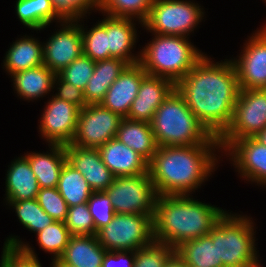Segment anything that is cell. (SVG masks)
<instances>
[{"label":"cell","instance_id":"cell-1","mask_svg":"<svg viewBox=\"0 0 266 267\" xmlns=\"http://www.w3.org/2000/svg\"><path fill=\"white\" fill-rule=\"evenodd\" d=\"M212 59L206 53L176 83V90L197 119L219 138L232 121L240 87L232 60Z\"/></svg>","mask_w":266,"mask_h":267},{"label":"cell","instance_id":"cell-2","mask_svg":"<svg viewBox=\"0 0 266 267\" xmlns=\"http://www.w3.org/2000/svg\"><path fill=\"white\" fill-rule=\"evenodd\" d=\"M220 151V144L158 147L148 163V171L157 194L196 193L205 182L212 179L209 177L213 176L212 173L223 161L220 160L223 158Z\"/></svg>","mask_w":266,"mask_h":267},{"label":"cell","instance_id":"cell-3","mask_svg":"<svg viewBox=\"0 0 266 267\" xmlns=\"http://www.w3.org/2000/svg\"><path fill=\"white\" fill-rule=\"evenodd\" d=\"M226 209L194 199L193 195H158L153 216L154 240L176 249L208 235Z\"/></svg>","mask_w":266,"mask_h":267},{"label":"cell","instance_id":"cell-4","mask_svg":"<svg viewBox=\"0 0 266 267\" xmlns=\"http://www.w3.org/2000/svg\"><path fill=\"white\" fill-rule=\"evenodd\" d=\"M150 124L158 147L219 144L176 89L156 109Z\"/></svg>","mask_w":266,"mask_h":267},{"label":"cell","instance_id":"cell-5","mask_svg":"<svg viewBox=\"0 0 266 267\" xmlns=\"http://www.w3.org/2000/svg\"><path fill=\"white\" fill-rule=\"evenodd\" d=\"M255 224L251 216L226 211L208 234L216 242L217 262L224 267H264Z\"/></svg>","mask_w":266,"mask_h":267},{"label":"cell","instance_id":"cell-6","mask_svg":"<svg viewBox=\"0 0 266 267\" xmlns=\"http://www.w3.org/2000/svg\"><path fill=\"white\" fill-rule=\"evenodd\" d=\"M151 36V40L140 49V64L147 74L163 77L175 84L205 55L188 37L154 33Z\"/></svg>","mask_w":266,"mask_h":267},{"label":"cell","instance_id":"cell-7","mask_svg":"<svg viewBox=\"0 0 266 267\" xmlns=\"http://www.w3.org/2000/svg\"><path fill=\"white\" fill-rule=\"evenodd\" d=\"M202 7L195 0H153L142 29L147 33L190 38L206 18Z\"/></svg>","mask_w":266,"mask_h":267},{"label":"cell","instance_id":"cell-8","mask_svg":"<svg viewBox=\"0 0 266 267\" xmlns=\"http://www.w3.org/2000/svg\"><path fill=\"white\" fill-rule=\"evenodd\" d=\"M107 251H136L154 241L153 217L115 213L111 222L96 233Z\"/></svg>","mask_w":266,"mask_h":267},{"label":"cell","instance_id":"cell-9","mask_svg":"<svg viewBox=\"0 0 266 267\" xmlns=\"http://www.w3.org/2000/svg\"><path fill=\"white\" fill-rule=\"evenodd\" d=\"M266 127V89H240L230 125L218 138L223 153L235 140L254 137Z\"/></svg>","mask_w":266,"mask_h":267},{"label":"cell","instance_id":"cell-10","mask_svg":"<svg viewBox=\"0 0 266 267\" xmlns=\"http://www.w3.org/2000/svg\"><path fill=\"white\" fill-rule=\"evenodd\" d=\"M105 192L115 213L154 216L158 194L150 174L114 177Z\"/></svg>","mask_w":266,"mask_h":267},{"label":"cell","instance_id":"cell-11","mask_svg":"<svg viewBox=\"0 0 266 267\" xmlns=\"http://www.w3.org/2000/svg\"><path fill=\"white\" fill-rule=\"evenodd\" d=\"M122 117L100 104H88L80 109L76 133L71 144L98 149L116 138Z\"/></svg>","mask_w":266,"mask_h":267},{"label":"cell","instance_id":"cell-12","mask_svg":"<svg viewBox=\"0 0 266 267\" xmlns=\"http://www.w3.org/2000/svg\"><path fill=\"white\" fill-rule=\"evenodd\" d=\"M257 28L235 58H231L240 89H266V23Z\"/></svg>","mask_w":266,"mask_h":267},{"label":"cell","instance_id":"cell-13","mask_svg":"<svg viewBox=\"0 0 266 267\" xmlns=\"http://www.w3.org/2000/svg\"><path fill=\"white\" fill-rule=\"evenodd\" d=\"M49 96L38 120L40 137L46 144H70L76 133L80 108L53 95Z\"/></svg>","mask_w":266,"mask_h":267},{"label":"cell","instance_id":"cell-14","mask_svg":"<svg viewBox=\"0 0 266 267\" xmlns=\"http://www.w3.org/2000/svg\"><path fill=\"white\" fill-rule=\"evenodd\" d=\"M56 26L60 29L43 41V64L58 74L83 54V39L77 20H64Z\"/></svg>","mask_w":266,"mask_h":267},{"label":"cell","instance_id":"cell-15","mask_svg":"<svg viewBox=\"0 0 266 267\" xmlns=\"http://www.w3.org/2000/svg\"><path fill=\"white\" fill-rule=\"evenodd\" d=\"M222 156H226L240 179L266 188V146L254 137L235 140Z\"/></svg>","mask_w":266,"mask_h":267},{"label":"cell","instance_id":"cell-16","mask_svg":"<svg viewBox=\"0 0 266 267\" xmlns=\"http://www.w3.org/2000/svg\"><path fill=\"white\" fill-rule=\"evenodd\" d=\"M102 15L103 19L98 20V22L106 29L108 34L110 58L122 59L129 65L140 63L141 50L137 51V54L132 52H135L136 43H138L140 37L138 34H141L140 32L137 33L136 25L140 24V27H143V23L132 18Z\"/></svg>","mask_w":266,"mask_h":267},{"label":"cell","instance_id":"cell-17","mask_svg":"<svg viewBox=\"0 0 266 267\" xmlns=\"http://www.w3.org/2000/svg\"><path fill=\"white\" fill-rule=\"evenodd\" d=\"M176 89V84L160 76L146 74L126 118L151 122L156 109Z\"/></svg>","mask_w":266,"mask_h":267},{"label":"cell","instance_id":"cell-18","mask_svg":"<svg viewBox=\"0 0 266 267\" xmlns=\"http://www.w3.org/2000/svg\"><path fill=\"white\" fill-rule=\"evenodd\" d=\"M67 162L85 178L93 192L105 191L113 182L114 175L101 160L98 149L65 145Z\"/></svg>","mask_w":266,"mask_h":267},{"label":"cell","instance_id":"cell-19","mask_svg":"<svg viewBox=\"0 0 266 267\" xmlns=\"http://www.w3.org/2000/svg\"><path fill=\"white\" fill-rule=\"evenodd\" d=\"M146 74L140 63L128 65L111 84L100 105L126 118Z\"/></svg>","mask_w":266,"mask_h":267},{"label":"cell","instance_id":"cell-20","mask_svg":"<svg viewBox=\"0 0 266 267\" xmlns=\"http://www.w3.org/2000/svg\"><path fill=\"white\" fill-rule=\"evenodd\" d=\"M98 150L101 160L114 177L149 174L148 162L117 138L109 140Z\"/></svg>","mask_w":266,"mask_h":267},{"label":"cell","instance_id":"cell-21","mask_svg":"<svg viewBox=\"0 0 266 267\" xmlns=\"http://www.w3.org/2000/svg\"><path fill=\"white\" fill-rule=\"evenodd\" d=\"M5 202H20L36 199L40 190L38 180L29 161L23 156L14 157L5 176Z\"/></svg>","mask_w":266,"mask_h":267},{"label":"cell","instance_id":"cell-22","mask_svg":"<svg viewBox=\"0 0 266 267\" xmlns=\"http://www.w3.org/2000/svg\"><path fill=\"white\" fill-rule=\"evenodd\" d=\"M56 74L44 64L31 69L16 72L9 77L13 82L14 93L19 99L38 101L47 95H52ZM40 98V99H39Z\"/></svg>","mask_w":266,"mask_h":267},{"label":"cell","instance_id":"cell-23","mask_svg":"<svg viewBox=\"0 0 266 267\" xmlns=\"http://www.w3.org/2000/svg\"><path fill=\"white\" fill-rule=\"evenodd\" d=\"M48 151H31L23 154L29 161L40 188L57 187L59 176L66 159L65 145L47 144Z\"/></svg>","mask_w":266,"mask_h":267},{"label":"cell","instance_id":"cell-24","mask_svg":"<svg viewBox=\"0 0 266 267\" xmlns=\"http://www.w3.org/2000/svg\"><path fill=\"white\" fill-rule=\"evenodd\" d=\"M33 36L16 38L7 49L2 66L8 76L43 64V42Z\"/></svg>","mask_w":266,"mask_h":267},{"label":"cell","instance_id":"cell-25","mask_svg":"<svg viewBox=\"0 0 266 267\" xmlns=\"http://www.w3.org/2000/svg\"><path fill=\"white\" fill-rule=\"evenodd\" d=\"M106 251L96 235H72L58 261L72 267H102Z\"/></svg>","mask_w":266,"mask_h":267},{"label":"cell","instance_id":"cell-26","mask_svg":"<svg viewBox=\"0 0 266 267\" xmlns=\"http://www.w3.org/2000/svg\"><path fill=\"white\" fill-rule=\"evenodd\" d=\"M116 138L127 147L137 152L148 163L152 160L158 149L149 122L122 118Z\"/></svg>","mask_w":266,"mask_h":267},{"label":"cell","instance_id":"cell-27","mask_svg":"<svg viewBox=\"0 0 266 267\" xmlns=\"http://www.w3.org/2000/svg\"><path fill=\"white\" fill-rule=\"evenodd\" d=\"M128 65L119 58L96 61L93 74L84 89L87 104H100L111 84Z\"/></svg>","mask_w":266,"mask_h":267},{"label":"cell","instance_id":"cell-28","mask_svg":"<svg viewBox=\"0 0 266 267\" xmlns=\"http://www.w3.org/2000/svg\"><path fill=\"white\" fill-rule=\"evenodd\" d=\"M15 13L18 21L30 30L44 31L51 24L64 20L55 12L50 0H16Z\"/></svg>","mask_w":266,"mask_h":267},{"label":"cell","instance_id":"cell-29","mask_svg":"<svg viewBox=\"0 0 266 267\" xmlns=\"http://www.w3.org/2000/svg\"><path fill=\"white\" fill-rule=\"evenodd\" d=\"M175 251L189 267H224L217 262L216 242L209 235L186 241Z\"/></svg>","mask_w":266,"mask_h":267},{"label":"cell","instance_id":"cell-30","mask_svg":"<svg viewBox=\"0 0 266 267\" xmlns=\"http://www.w3.org/2000/svg\"><path fill=\"white\" fill-rule=\"evenodd\" d=\"M56 188L68 207L87 203L93 193L84 176L67 161L61 169Z\"/></svg>","mask_w":266,"mask_h":267},{"label":"cell","instance_id":"cell-31","mask_svg":"<svg viewBox=\"0 0 266 267\" xmlns=\"http://www.w3.org/2000/svg\"><path fill=\"white\" fill-rule=\"evenodd\" d=\"M11 235V236H10ZM4 239L0 267H42L35 249L20 236L10 234Z\"/></svg>","mask_w":266,"mask_h":267},{"label":"cell","instance_id":"cell-32","mask_svg":"<svg viewBox=\"0 0 266 267\" xmlns=\"http://www.w3.org/2000/svg\"><path fill=\"white\" fill-rule=\"evenodd\" d=\"M9 210L13 209L19 223L34 234L42 231L55 220L50 217L38 204L37 199H27L20 202H5Z\"/></svg>","mask_w":266,"mask_h":267},{"label":"cell","instance_id":"cell-33","mask_svg":"<svg viewBox=\"0 0 266 267\" xmlns=\"http://www.w3.org/2000/svg\"><path fill=\"white\" fill-rule=\"evenodd\" d=\"M35 235L39 248L44 253L52 255L50 258L52 261L62 256L72 236L65 222L61 221H54Z\"/></svg>","mask_w":266,"mask_h":267},{"label":"cell","instance_id":"cell-34","mask_svg":"<svg viewBox=\"0 0 266 267\" xmlns=\"http://www.w3.org/2000/svg\"><path fill=\"white\" fill-rule=\"evenodd\" d=\"M153 0H99L98 13L112 17L132 18L144 22Z\"/></svg>","mask_w":266,"mask_h":267},{"label":"cell","instance_id":"cell-35","mask_svg":"<svg viewBox=\"0 0 266 267\" xmlns=\"http://www.w3.org/2000/svg\"><path fill=\"white\" fill-rule=\"evenodd\" d=\"M83 19H87V17L77 20L81 25L83 54L95 62L109 59L110 50L108 49V34L106 29L97 21L95 24L93 23L91 28H87L88 26H84V21L86 20Z\"/></svg>","mask_w":266,"mask_h":267},{"label":"cell","instance_id":"cell-36","mask_svg":"<svg viewBox=\"0 0 266 267\" xmlns=\"http://www.w3.org/2000/svg\"><path fill=\"white\" fill-rule=\"evenodd\" d=\"M174 252L173 247L154 240L151 244L135 251L133 267H164Z\"/></svg>","mask_w":266,"mask_h":267},{"label":"cell","instance_id":"cell-37","mask_svg":"<svg viewBox=\"0 0 266 267\" xmlns=\"http://www.w3.org/2000/svg\"><path fill=\"white\" fill-rule=\"evenodd\" d=\"M55 12L63 20H79L99 9V0H50ZM88 14V16H87Z\"/></svg>","mask_w":266,"mask_h":267},{"label":"cell","instance_id":"cell-38","mask_svg":"<svg viewBox=\"0 0 266 267\" xmlns=\"http://www.w3.org/2000/svg\"><path fill=\"white\" fill-rule=\"evenodd\" d=\"M96 62L82 54L70 65L66 66L58 75L66 82L84 91L91 78Z\"/></svg>","mask_w":266,"mask_h":267},{"label":"cell","instance_id":"cell-39","mask_svg":"<svg viewBox=\"0 0 266 267\" xmlns=\"http://www.w3.org/2000/svg\"><path fill=\"white\" fill-rule=\"evenodd\" d=\"M65 225L71 235H96L95 224L87 203L68 207Z\"/></svg>","mask_w":266,"mask_h":267},{"label":"cell","instance_id":"cell-40","mask_svg":"<svg viewBox=\"0 0 266 267\" xmlns=\"http://www.w3.org/2000/svg\"><path fill=\"white\" fill-rule=\"evenodd\" d=\"M36 199L41 208L55 221L65 222L68 206L56 187L40 188Z\"/></svg>","mask_w":266,"mask_h":267},{"label":"cell","instance_id":"cell-41","mask_svg":"<svg viewBox=\"0 0 266 267\" xmlns=\"http://www.w3.org/2000/svg\"><path fill=\"white\" fill-rule=\"evenodd\" d=\"M90 214L93 217L96 233L99 229L112 221L115 215L111 199L105 191L93 192L87 202Z\"/></svg>","mask_w":266,"mask_h":267},{"label":"cell","instance_id":"cell-42","mask_svg":"<svg viewBox=\"0 0 266 267\" xmlns=\"http://www.w3.org/2000/svg\"><path fill=\"white\" fill-rule=\"evenodd\" d=\"M54 91H56L55 94ZM52 95L60 100L75 104L80 109L88 105L84 97V91L64 81L58 74L54 79Z\"/></svg>","mask_w":266,"mask_h":267},{"label":"cell","instance_id":"cell-43","mask_svg":"<svg viewBox=\"0 0 266 267\" xmlns=\"http://www.w3.org/2000/svg\"><path fill=\"white\" fill-rule=\"evenodd\" d=\"M135 251H106L102 267H133Z\"/></svg>","mask_w":266,"mask_h":267},{"label":"cell","instance_id":"cell-44","mask_svg":"<svg viewBox=\"0 0 266 267\" xmlns=\"http://www.w3.org/2000/svg\"><path fill=\"white\" fill-rule=\"evenodd\" d=\"M164 267H189L175 251L166 261Z\"/></svg>","mask_w":266,"mask_h":267},{"label":"cell","instance_id":"cell-45","mask_svg":"<svg viewBox=\"0 0 266 267\" xmlns=\"http://www.w3.org/2000/svg\"><path fill=\"white\" fill-rule=\"evenodd\" d=\"M254 138L261 143L262 145L266 146V127L260 131Z\"/></svg>","mask_w":266,"mask_h":267},{"label":"cell","instance_id":"cell-46","mask_svg":"<svg viewBox=\"0 0 266 267\" xmlns=\"http://www.w3.org/2000/svg\"><path fill=\"white\" fill-rule=\"evenodd\" d=\"M50 263H51L49 265L50 267H72V266H68V265H63L58 260L52 261Z\"/></svg>","mask_w":266,"mask_h":267}]
</instances>
